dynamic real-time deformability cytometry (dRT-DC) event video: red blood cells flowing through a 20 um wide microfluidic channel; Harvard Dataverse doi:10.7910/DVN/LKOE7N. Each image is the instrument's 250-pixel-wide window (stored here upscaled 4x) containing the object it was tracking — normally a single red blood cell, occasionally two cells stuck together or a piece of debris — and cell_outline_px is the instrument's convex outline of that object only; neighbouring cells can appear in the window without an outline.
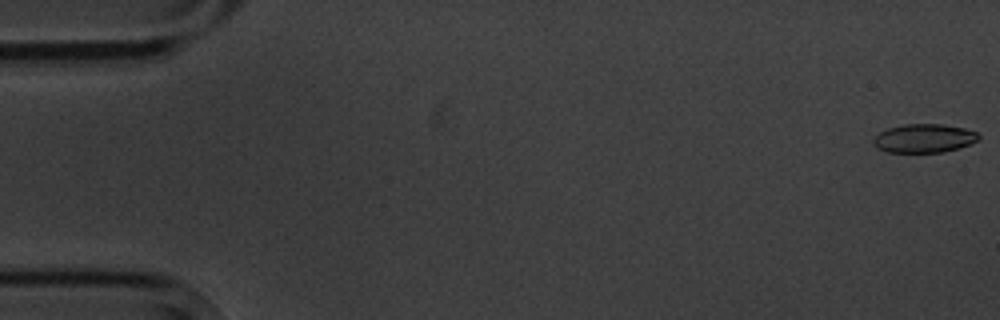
{"species": "common noctule bat (a hibernating species)", "species_latin": "Nyctalus noctula", "temperature_condition": "cold", "stored_images_in_passage": 7, "camera_frame_rate_fps": 3000, "um_per_image_px": 0.085, "animal": {"sex": "male", "body_mass_g": 20.1, "forearm_length_mm": 53.5}, "frame": {"image": 1, "passage_image": 1, "time_ms": 0.0, "image_size_px": [1000, 320], "cell_outline_px": [[980, 136], [976, 140], [968, 144], [944, 152], [888, 152], [872, 144], [872, 140], [880, 132], [888, 128], [904, 124], [944, 124], [964, 128], [976, 132]], "centroid_in_image_um": [78.52, 11.74], "position_along_channel_um": 6.5, "area_um2": 17.34}}
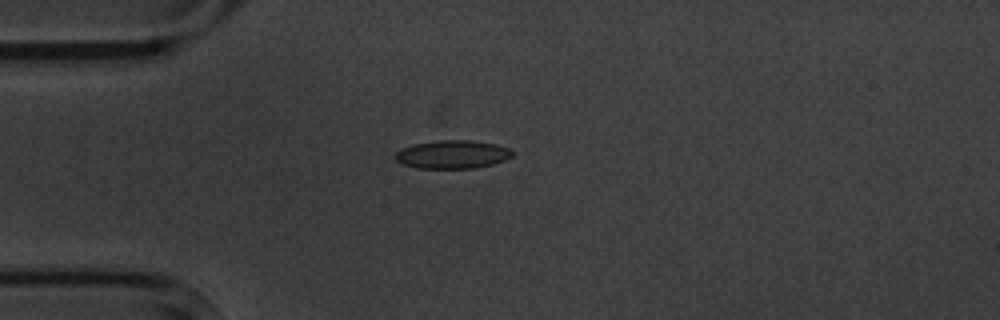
{"frame": {"image": 2, "passage_image": 5, "time_ms": 4.667, "image_size_px": [1000, 320], "cell_outline_px": [[512, 156], [504, 160], [492, 164], [472, 168], [416, 168], [404, 164], [396, 160], [396, 152], [400, 148], [416, 144], [436, 140], [472, 140], [496, 144], [508, 148], [512, 152]], "centroid_in_image_um": [38.45, 13.12], "position_along_channel_um": 46.6, "area_um2": 19.13}}
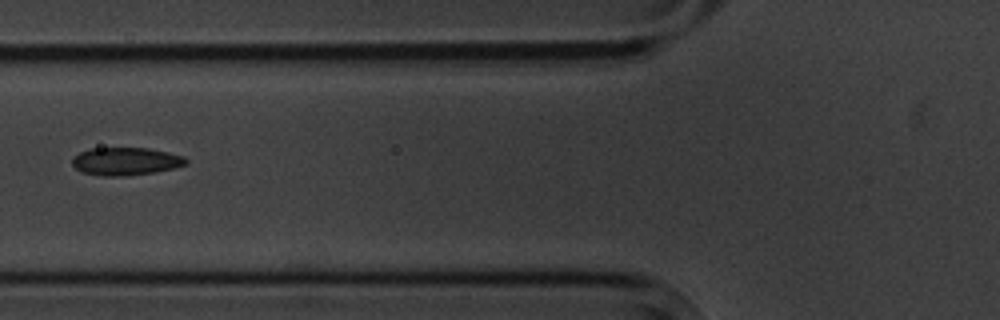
{"frame": {"image": 3, "passage_image": 7, "time_ms": 7.0, "image_size_px": [1000, 320], "cell_outline_px": [[188, 164], [172, 168], [152, 172], [124, 176], [100, 176], [80, 172], [72, 164], [72, 156], [88, 148], [148, 148], [168, 152], [184, 156], [188, 160]], "centroid_in_image_um": [10.65, 13.71], "position_along_channel_um": 115.2, "area_um2": 18.55}}